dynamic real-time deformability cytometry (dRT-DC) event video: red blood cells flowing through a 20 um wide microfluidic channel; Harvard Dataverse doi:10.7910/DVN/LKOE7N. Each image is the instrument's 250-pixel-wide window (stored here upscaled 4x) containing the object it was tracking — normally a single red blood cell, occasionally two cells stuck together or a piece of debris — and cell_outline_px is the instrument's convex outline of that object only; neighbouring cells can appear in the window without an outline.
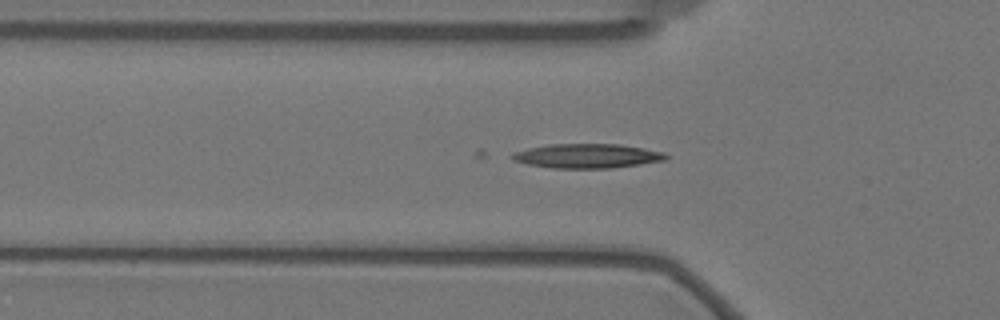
{"species": "Egyptian fruit bat (a non-hibernating species)", "species_latin": "Rousettus aegyptiacus", "temperature_condition": "warm", "stored_images_in_passage": 48, "segment_of_instrument_passage": [1, 2], "camera_frame_rate_fps": 3000, "um_per_image_px": 0.085, "animal": {"sex": "female"}, "frame": {"image": 1, "passage_image": 8, "time_ms": 2.333, "image_size_px": [1000, 320], "cell_outline_px": [[668, 156], [664, 160], [640, 164], [612, 168], [552, 168], [528, 164], [512, 160], [512, 152], [528, 148], [548, 144], [620, 144], [644, 148], [664, 152]], "centroid_in_image_um": [49.89, 13.25], "position_along_channel_um": 75.9, "area_um2": 21.79}}
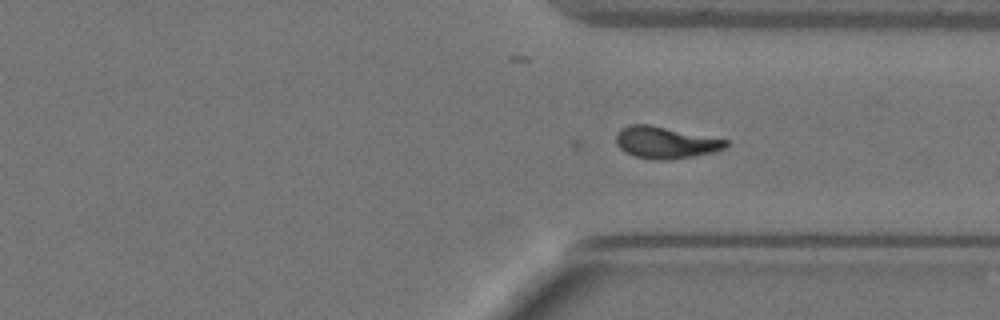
{"frame": {"image": 2, "passage_image": 32, "time_ms": 10.333, "image_size_px": [1000, 320], "cell_outline_px": [[728, 144], [724, 148], [712, 152], [692, 156], [668, 160], [660, 160], [636, 156], [624, 152], [616, 144], [616, 132], [620, 128], [628, 124], [648, 124], [728, 140]], "centroid_in_image_um": [56.51, 12.1], "position_along_channel_um": 354.9, "area_um2": 20.17}}
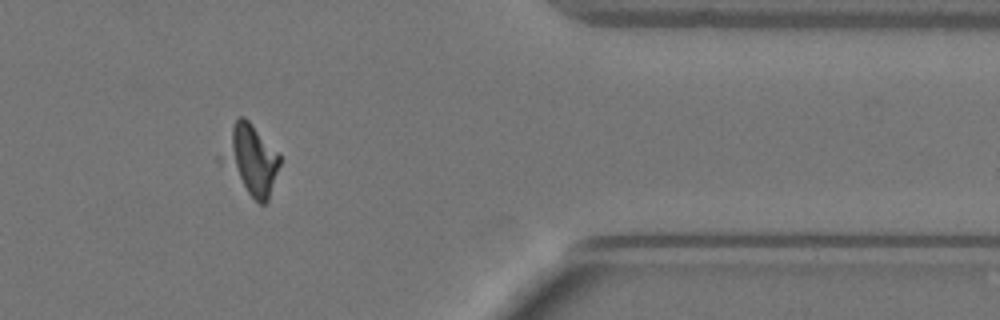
{"frame": {"image": 3, "passage_image": 37, "time_ms": 12.0, "image_size_px": [1000, 320], "cell_outline_px": [[280, 164], [268, 200], [264, 204], [260, 204], [248, 192], [224, 156], [232, 128], [236, 120], [240, 116], [244, 116], [252, 124], [280, 156]], "centroid_in_image_um": [21.46, 13.56], "position_along_channel_um": 389.9, "area_um2": 21.04}}